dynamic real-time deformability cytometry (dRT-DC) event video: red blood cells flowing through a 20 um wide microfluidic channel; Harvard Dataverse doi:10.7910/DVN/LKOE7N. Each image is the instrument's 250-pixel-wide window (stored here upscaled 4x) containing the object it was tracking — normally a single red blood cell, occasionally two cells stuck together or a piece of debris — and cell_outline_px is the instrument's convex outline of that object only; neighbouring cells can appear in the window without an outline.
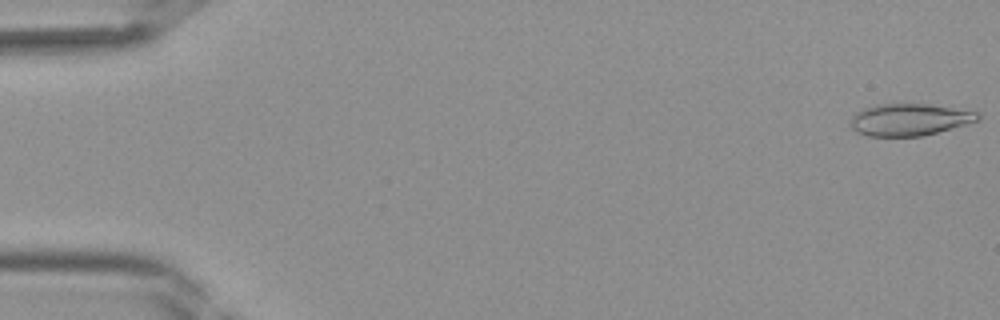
{"species": "Egyptian fruit bat (a non-hibernating species)", "species_latin": "Rousettus aegyptiacus", "temperature_condition": "room temperature", "stored_images_in_passage": 41, "camera_frame_rate_fps": 3000, "um_per_image_px": 0.085, "frame": {"image": 1, "passage_image": 1, "time_ms": 0.0, "image_size_px": [1000, 320], "cell_outline_px": [[980, 120], [936, 132], [920, 136], [868, 136], [856, 132], [848, 124], [852, 116], [856, 112], [864, 108], [876, 104], [928, 104], [980, 112]], "centroid_in_image_um": [77.26, 10.16], "position_along_channel_um": 7.7, "area_um2": 23.7}}
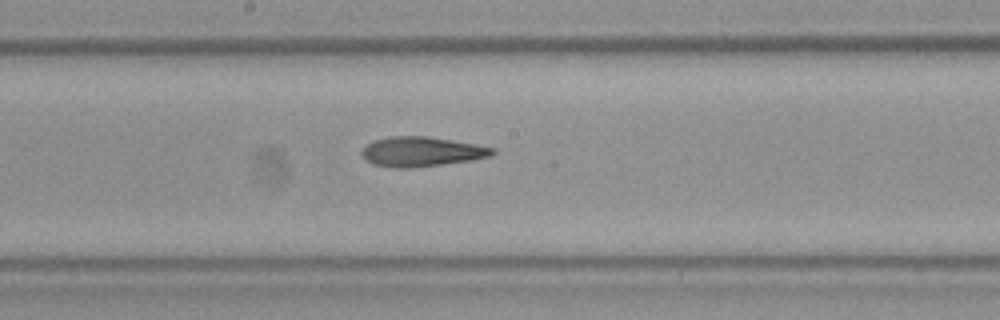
{"frame": {"image": 2, "passage_image": 22, "time_ms": 7.0, "image_size_px": [1000, 320], "cell_outline_px": [[496, 152], [492, 156], [472, 160], [412, 168], [392, 168], [372, 164], [364, 160], [360, 152], [372, 140], [392, 136], [428, 136], [476, 144], [496, 148]], "centroid_in_image_um": [35.83, 12.89], "position_along_channel_um": 212.4, "area_um2": 22.89}}
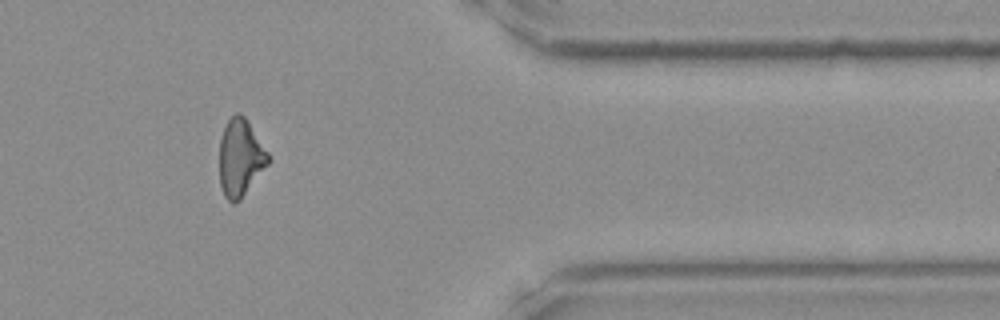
{"frame": {"image": 3, "passage_image": 34, "time_ms": 11.0, "image_size_px": [1000, 320], "cell_outline_px": [[272, 160], [240, 200], [236, 204], [232, 204], [224, 196], [220, 184], [220, 140], [224, 128], [228, 120], [236, 112], [240, 112], [244, 116], [268, 152]], "centroid_in_image_um": [20.44, 13.44], "position_along_channel_um": 391.0, "area_um2": 21.96}}